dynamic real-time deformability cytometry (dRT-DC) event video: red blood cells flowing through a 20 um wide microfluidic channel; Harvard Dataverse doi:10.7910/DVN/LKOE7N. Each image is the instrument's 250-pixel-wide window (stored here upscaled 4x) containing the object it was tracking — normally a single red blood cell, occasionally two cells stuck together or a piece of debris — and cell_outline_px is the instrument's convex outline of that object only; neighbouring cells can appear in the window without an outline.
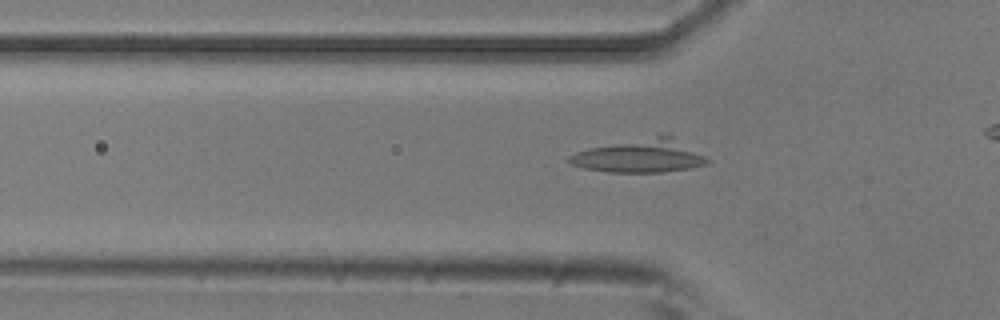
{"species": "common noctule bat (a hibernating species)", "species_latin": "Nyctalus noctula", "temperature_condition": "room temperature", "stored_images_in_passage": 34, "camera_frame_rate_fps": 3000, "um_per_image_px": 0.085, "animal": {"sex": "male", "body_mass_g": 20.5, "forearm_length_mm": 52.5}, "frame": {"image": 1, "passage_image": 7, "time_ms": 2.0, "image_size_px": [1000, 320], "cell_outline_px": [[712, 160], [708, 164], [688, 168], [660, 172], [608, 172], [584, 168], [572, 164], [568, 160], [568, 156], [576, 152], [588, 148], [656, 136], [672, 136]], "centroid_in_image_um": [54.42, 13.28], "position_along_channel_um": 71.4, "area_um2": 26.07}}
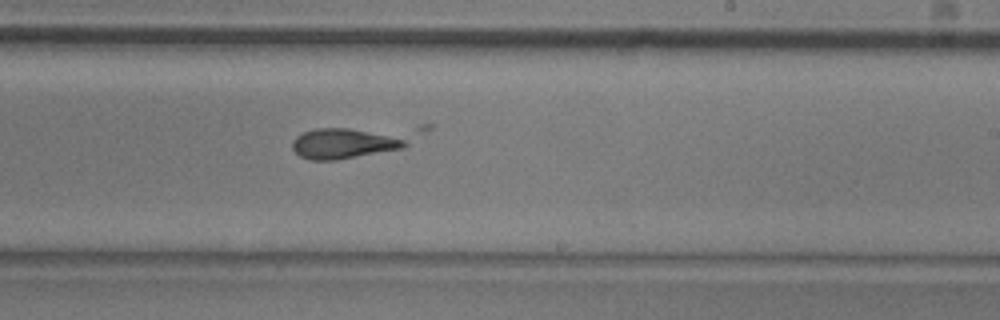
{"frame": {"image": 2, "passage_image": 22, "time_ms": 7.0, "image_size_px": [1000, 320], "cell_outline_px": [[432, 128], [404, 148], [336, 160], [308, 160], [300, 156], [292, 148], [292, 140], [296, 136], [304, 132], [316, 128], [416, 124], [432, 124]], "centroid_in_image_um": [30.21, 11.96], "position_along_channel_um": 258.8, "area_um2": 25.49}}
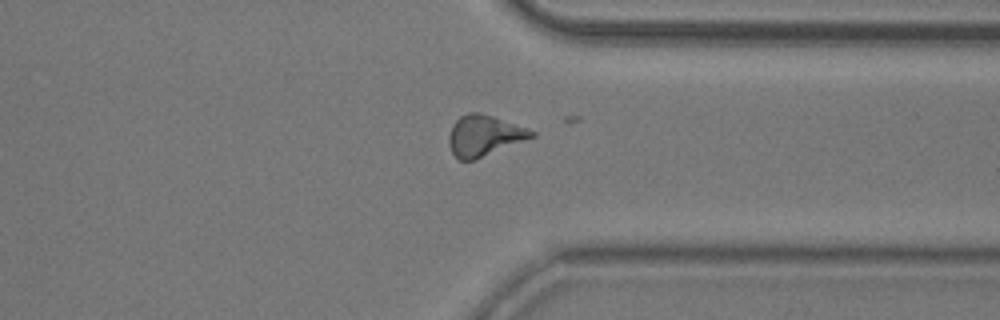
{"frame": {"image": 3, "passage_image": 31, "time_ms": 10.0, "image_size_px": [1000, 320], "cell_outline_px": [[536, 136], [472, 160], [460, 160], [452, 152], [448, 144], [448, 136], [452, 124], [460, 116], [468, 112], [480, 112], [528, 128], [536, 132]], "centroid_in_image_um": [41.13, 11.5], "position_along_channel_um": 370.3, "area_um2": 19.48}}